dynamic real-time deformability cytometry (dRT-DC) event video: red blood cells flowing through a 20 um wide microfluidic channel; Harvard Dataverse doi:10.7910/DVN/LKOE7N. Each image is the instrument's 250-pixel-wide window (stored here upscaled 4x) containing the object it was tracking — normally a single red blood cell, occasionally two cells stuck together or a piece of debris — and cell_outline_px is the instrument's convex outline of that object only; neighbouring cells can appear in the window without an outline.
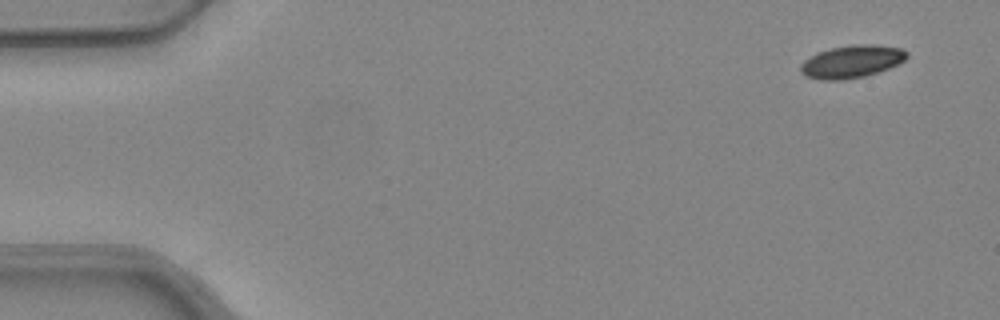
{"species": "common noctule bat (a hibernating species)", "species_latin": "Nyctalus noctula", "temperature_condition": "warm", "stored_images_in_passage": 50, "camera_frame_rate_fps": 3000, "um_per_image_px": 0.085, "animal": {"sex": "female", "body_mass_g": 24.6, "forearm_length_mm": 56.2}, "frame": {"image": 1, "passage_image": 1, "time_ms": 0.0, "image_size_px": [1000, 320], "cell_outline_px": [[908, 56], [904, 60], [888, 68], [864, 76], [844, 80], [820, 80], [804, 76], [800, 72], [800, 64], [804, 60], [816, 52], [832, 48], [852, 44], [872, 44], [900, 48], [908, 52]], "centroid_in_image_um": [72.34, 5.23], "position_along_channel_um": 12.7, "area_um2": 20.23}}
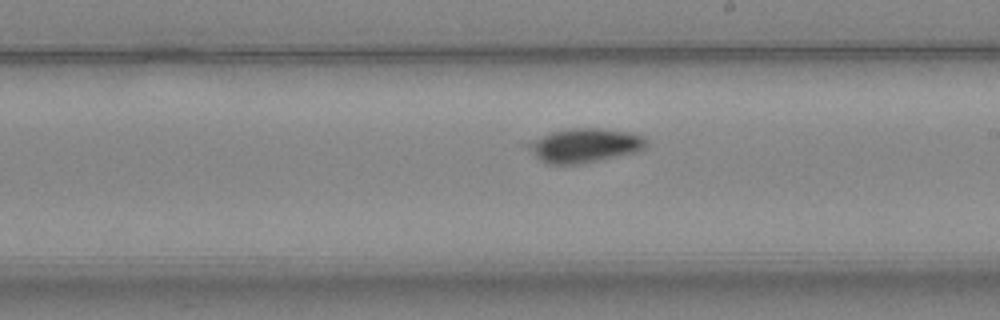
{"frame": {"image": 2, "passage_image": 28, "time_ms": 9.0, "image_size_px": [1000, 320], "cell_outline_px": [[648, 144], [640, 152], [580, 164], [548, 164], [540, 160], [528, 148], [528, 144], [532, 140], [552, 132], [568, 128], [600, 128], [628, 132], [644, 136], [648, 140]], "centroid_in_image_um": [49.76, 12.36], "position_along_channel_um": 239.2, "area_um2": 23.52}}
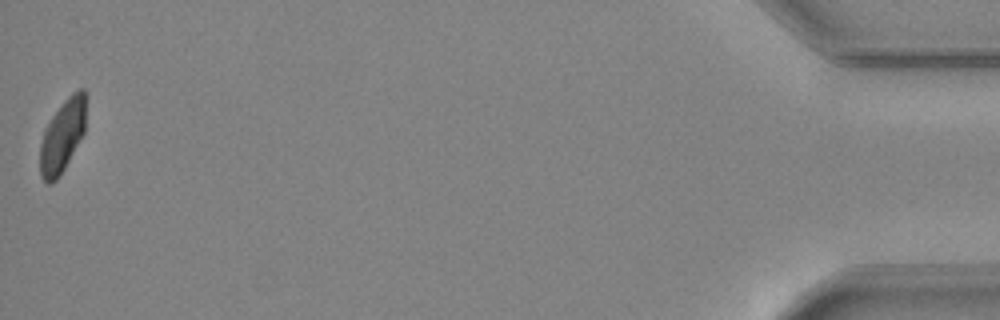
{"frame": {"image": 3, "passage_image": 50, "time_ms": 16.333, "image_size_px": [1000, 320], "cell_outline_px": [[88, 96], [84, 132], [60, 176], [52, 184], [48, 184], [40, 176], [40, 144], [44, 128], [52, 116], [64, 100], [72, 92], [80, 88], [84, 88]], "centroid_in_image_um": [5.33, 11.5], "position_along_channel_um": 429.9, "area_um2": 19.83}, "authors_computed_cell_mechanics": {"area_um2": 21.9351, "velocity_mm_per_s": 3.9374, "shape_relaxation_time_tau1_ms": 3.4257, "shape_relaxation_time_tau2_ms": null, "deformation_change_tau1": 0.1371, "deformation_change_tau2": null}}